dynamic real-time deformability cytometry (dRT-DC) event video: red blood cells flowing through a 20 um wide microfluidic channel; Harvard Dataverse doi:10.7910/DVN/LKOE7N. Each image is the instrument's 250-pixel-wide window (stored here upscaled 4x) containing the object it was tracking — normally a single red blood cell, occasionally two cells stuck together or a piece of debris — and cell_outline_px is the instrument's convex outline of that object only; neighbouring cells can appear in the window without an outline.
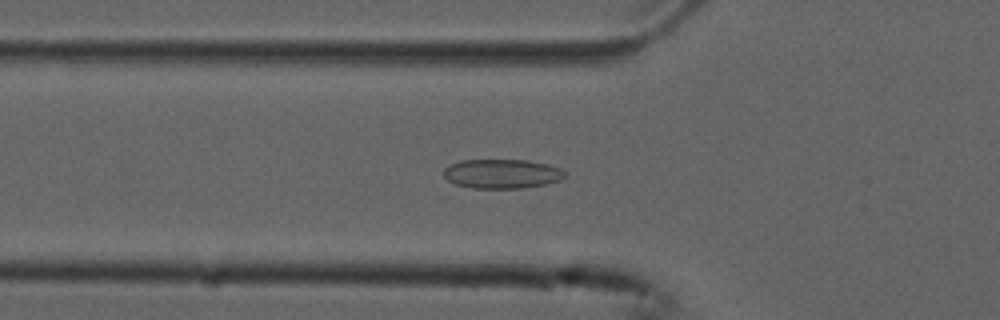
{"species": "common noctule bat (a hibernating species)", "species_latin": "Nyctalus noctula", "temperature_condition": "cold", "stored_images_in_passage": 55, "camera_frame_rate_fps": 3000, "um_per_image_px": 0.085, "animal": {"sex": "male", "forearm_length_mm": 52.5}, "frame": {"image": 1, "passage_image": 19, "time_ms": 6.0, "image_size_px": [1000, 320], "cell_outline_px": [[568, 172], [560, 180], [548, 184], [524, 188], [472, 188], [456, 184], [448, 180], [444, 176], [444, 168], [448, 164], [460, 160], [524, 160], [548, 164], [560, 168]], "centroid_in_image_um": [42.68, 14.77], "position_along_channel_um": 83.1, "area_um2": 20.87}}
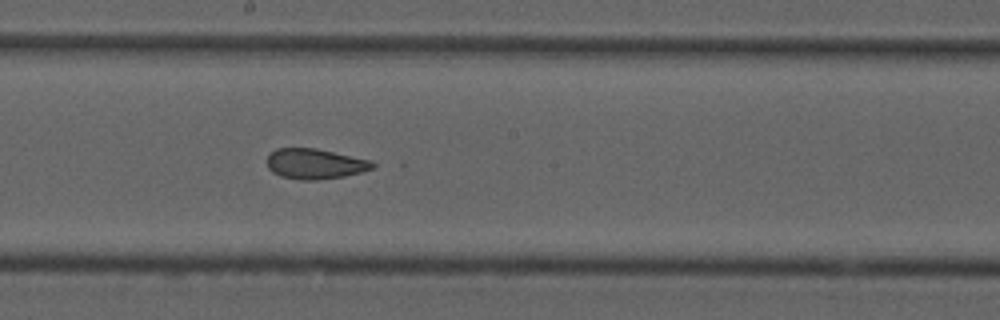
{"frame": {"image": 2, "passage_image": 30, "time_ms": 9.667, "image_size_px": [1000, 320], "cell_outline_px": [[376, 168], [344, 176], [320, 180], [300, 180], [280, 176], [272, 172], [268, 168], [268, 156], [276, 148], [316, 148], [372, 160], [376, 164]], "centroid_in_image_um": [26.81, 13.93], "position_along_channel_um": 221.4, "area_um2": 18.79}}
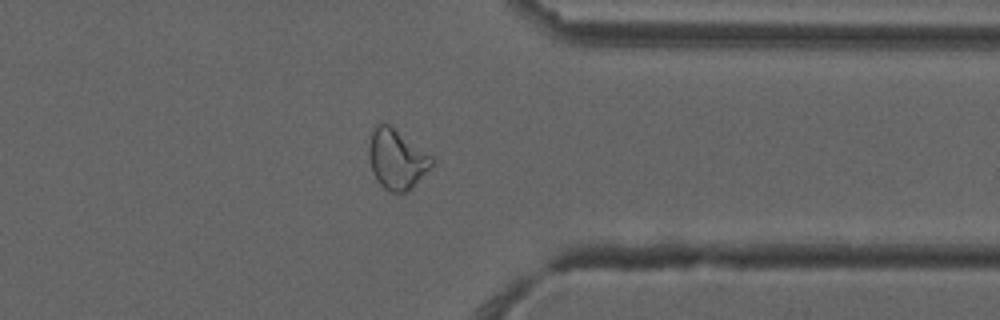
{"frame": {"image": 3, "passage_image": 43, "time_ms": 14.0, "image_size_px": [1000, 320], "cell_outline_px": [[436, 160], [432, 168], [408, 192], [388, 192], [376, 180], [372, 172], [368, 156], [368, 148], [372, 132], [376, 124], [388, 124], [432, 156]], "centroid_in_image_um": [33.74, 13.57], "position_along_channel_um": 377.7, "area_um2": 22.08}, "authors_computed_cell_mechanics": {"area_um2": 22.0218, "velocity_mm_per_s": 3.7582, "shape_relaxation_time_tau1_ms": null, "shape_relaxation_time_tau2_ms": 1.4485, "deformation_change_tau1": null, "deformation_change_tau2": 0.0665}}